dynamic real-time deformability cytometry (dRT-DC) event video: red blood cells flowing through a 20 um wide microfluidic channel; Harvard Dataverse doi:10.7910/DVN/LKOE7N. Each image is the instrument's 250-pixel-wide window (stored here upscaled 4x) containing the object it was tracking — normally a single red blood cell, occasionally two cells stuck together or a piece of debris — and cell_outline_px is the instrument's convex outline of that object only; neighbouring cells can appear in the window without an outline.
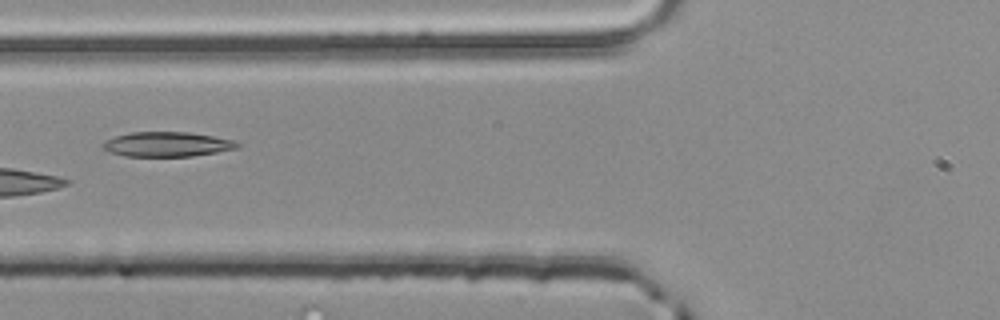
{"species": "common noctule bat (a hibernating species)", "species_latin": "Nyctalus noctula", "temperature_condition": "room temperature", "stored_images_in_passage": 5, "camera_frame_rate_fps": 3000, "um_per_image_px": 0.085, "animal": {"sex": "male", "body_mass_g": 20.4}, "frame": {"image": 1, "passage_image": 5, "time_ms": 1.333, "image_size_px": [1000, 320], "cell_outline_px": [[240, 144], [236, 148], [216, 152], [192, 156], [124, 156], [108, 152], [100, 144], [116, 136], [132, 132], [188, 132], [236, 140]], "centroid_in_image_um": [14.2, 12.26], "position_along_channel_um": 111.6, "area_um2": 19.25}}